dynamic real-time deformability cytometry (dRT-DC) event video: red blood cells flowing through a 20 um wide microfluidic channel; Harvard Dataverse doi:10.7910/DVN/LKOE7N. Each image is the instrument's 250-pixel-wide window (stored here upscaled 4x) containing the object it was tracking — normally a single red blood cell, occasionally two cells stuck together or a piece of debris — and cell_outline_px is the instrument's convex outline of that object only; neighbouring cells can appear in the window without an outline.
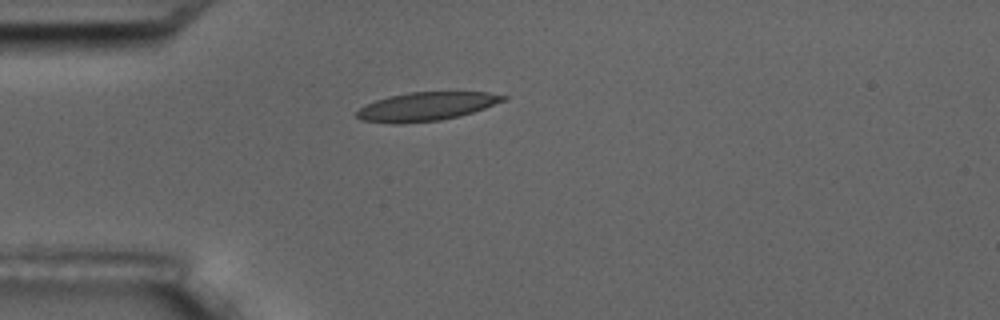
{"species": "common noctule bat (a hibernating species)", "species_latin": "Nyctalus noctula", "temperature_condition": "room temperature", "stored_images_in_passage": 1, "camera_frame_rate_fps": 3000, "um_per_image_px": 0.085, "animal": {"sex": "male", "body_mass_g": 17.5, "forearm_length_mm": 52.3}, "frame": {"image": 1, "passage_image": 1, "time_ms": 0.0, "image_size_px": [1000, 320], "cell_outline_px": [[508, 96], [504, 100], [484, 108], [460, 116], [440, 120], [400, 124], [392, 124], [360, 120], [356, 116], [356, 112], [360, 108], [376, 100], [388, 96], [408, 92], [488, 92]], "centroid_in_image_um": [36.2, 9.05], "position_along_channel_um": 48.8, "area_um2": 24.33}}